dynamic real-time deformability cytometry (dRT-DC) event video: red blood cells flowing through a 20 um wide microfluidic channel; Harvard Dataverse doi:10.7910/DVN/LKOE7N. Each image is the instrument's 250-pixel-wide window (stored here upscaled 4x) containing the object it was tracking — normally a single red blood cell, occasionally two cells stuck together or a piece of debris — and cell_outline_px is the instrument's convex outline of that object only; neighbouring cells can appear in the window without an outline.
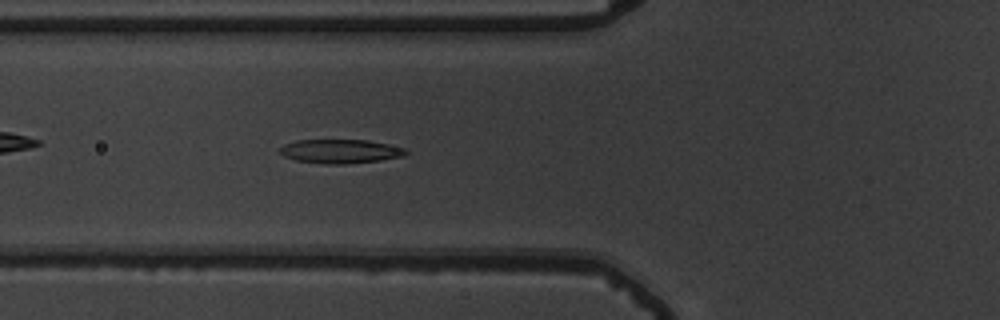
{"species": "common noctule bat (a hibernating species)", "species_latin": "Nyctalus noctula", "temperature_condition": "warm", "stored_images_in_passage": 56, "camera_frame_rate_fps": 3000, "um_per_image_px": 0.085, "animal": {"sex": "male", "body_mass_g": 19.5, "forearm_length_mm": 54.6}, "frame": {"image": 1, "passage_image": 22, "time_ms": 7.0, "image_size_px": [1000, 320], "cell_outline_px": [[408, 152], [404, 156], [380, 160], [344, 164], [324, 164], [296, 160], [284, 156], [280, 152], [280, 148], [284, 144], [296, 140], [368, 140], [388, 144], [404, 148]], "centroid_in_image_um": [28.93, 12.86], "position_along_channel_um": 96.9, "area_um2": 17.51}}
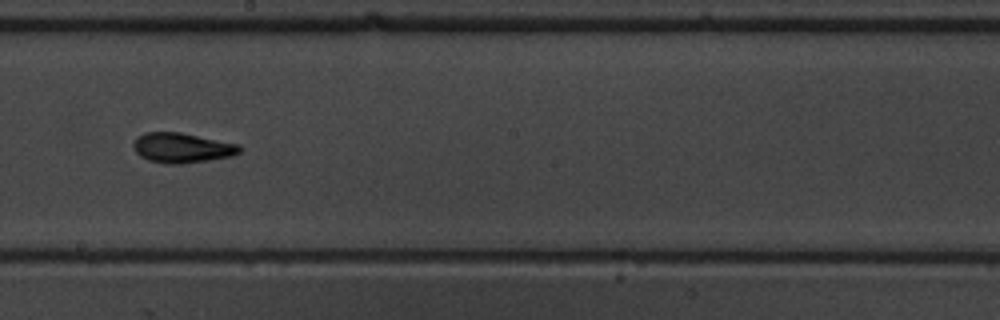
{"frame": {"image": 2, "passage_image": 33, "time_ms": 10.667, "image_size_px": [1000, 320], "cell_outline_px": [[240, 152], [232, 156], [184, 164], [164, 164], [148, 160], [140, 156], [136, 152], [132, 144], [136, 136], [144, 132], [180, 132], [240, 144]], "centroid_in_image_um": [15.44, 12.56], "position_along_channel_um": 232.8, "area_um2": 18.73}}
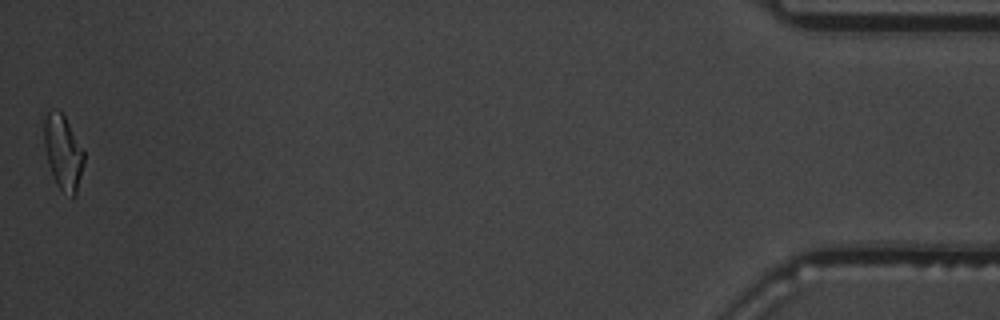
{"frame": {"image": 3, "passage_image": 56, "time_ms": 18.333, "image_size_px": [1000, 320], "cell_outline_px": [[84, 164], [76, 196], [72, 196], [60, 188], [56, 184], [48, 164], [44, 144], [44, 120], [48, 112], [56, 108], [64, 116], [84, 152]], "centroid_in_image_um": [5.36, 12.96], "position_along_channel_um": 429.8, "area_um2": 17.05}, "authors_computed_cell_mechanics": {"area_um2": 17.6868, "velocity_mm_per_s": 3.705, "shape_relaxation_time_tau1_ms": 5.4207, "shape_relaxation_time_tau2_ms": 3.4662, "deformation_change_tau1": 0.1807, "deformation_change_tau2": 0.1074}}